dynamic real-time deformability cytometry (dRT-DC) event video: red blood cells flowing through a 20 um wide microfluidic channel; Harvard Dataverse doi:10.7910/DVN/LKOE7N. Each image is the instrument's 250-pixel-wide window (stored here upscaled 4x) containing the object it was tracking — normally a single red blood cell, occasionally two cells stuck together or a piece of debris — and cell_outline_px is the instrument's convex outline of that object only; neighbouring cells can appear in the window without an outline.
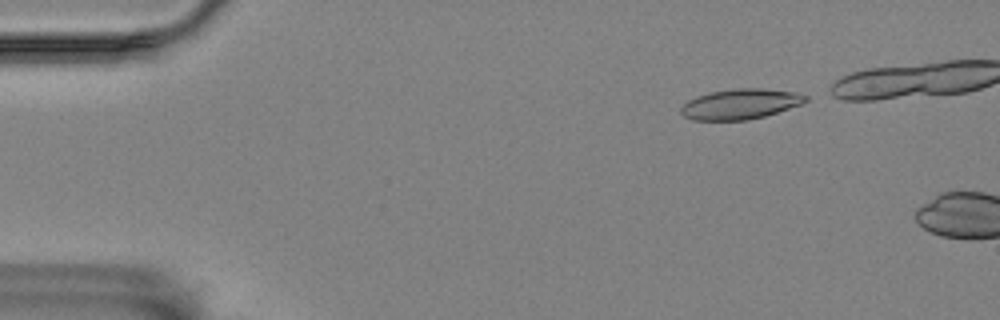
{"species": "Egyptian fruit bat (a non-hibernating species)", "species_latin": "Rousettus aegyptiacus", "temperature_condition": "room temperature", "stored_images_in_passage": 2, "camera_frame_rate_fps": 3000, "um_per_image_px": 0.085, "animal": {"sex": "female"}, "frame": {"image": 1, "passage_image": 1, "time_ms": 0.0, "image_size_px": [1000, 320], "cell_outline_px": [[808, 100], [804, 104], [764, 116], [748, 120], [692, 120], [684, 116], [680, 112], [680, 108], [688, 100], [696, 96], [708, 92], [736, 88], [764, 88], [796, 92], [808, 96]], "centroid_in_image_um": [62.95, 8.83], "position_along_channel_um": 22.1, "area_um2": 22.25}}